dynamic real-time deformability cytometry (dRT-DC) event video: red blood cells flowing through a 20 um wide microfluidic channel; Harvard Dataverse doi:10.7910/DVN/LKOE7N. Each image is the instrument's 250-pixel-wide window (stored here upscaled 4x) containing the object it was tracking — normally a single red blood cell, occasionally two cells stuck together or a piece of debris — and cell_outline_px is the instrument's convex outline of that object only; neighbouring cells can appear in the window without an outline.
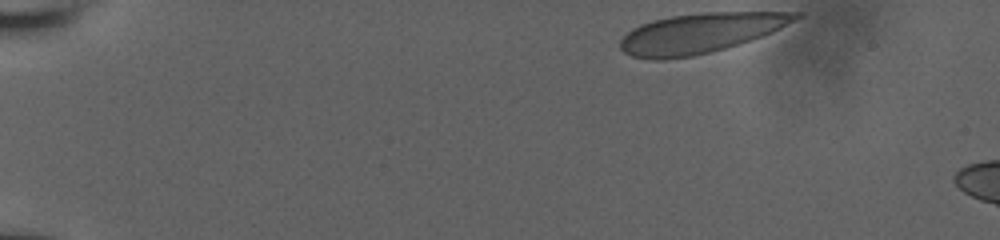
{"species": "human", "species_latin": "Homo sapiens", "temperature_condition": "room temperature", "stored_images_in_passage": 12, "camera_frame_rate_fps": 3000, "um_per_image_px": 0.085, "donor": {"sex": "male"}, "frame": {"image": 1, "passage_image": 1, "time_ms": 0.0, "image_size_px": [1000, 240], "cell_outline_px": [[804, 16], [772, 32], [724, 48], [692, 56], [660, 60], [652, 60], [632, 56], [624, 52], [620, 48], [620, 40], [632, 28], [640, 24], [652, 20], [672, 16], [704, 12], [804, 12]], "centroid_in_image_um": [59.51, 2.8], "position_along_channel_um": 25.5, "area_um2": 40.4}}